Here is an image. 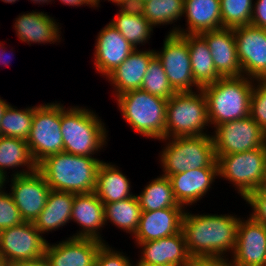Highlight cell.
<instances>
[{"label":"cell","instance_id":"16","mask_svg":"<svg viewBox=\"0 0 266 266\" xmlns=\"http://www.w3.org/2000/svg\"><path fill=\"white\" fill-rule=\"evenodd\" d=\"M103 244L96 239L69 237L58 244L47 242L44 256L51 266H95L97 252Z\"/></svg>","mask_w":266,"mask_h":266},{"label":"cell","instance_id":"31","mask_svg":"<svg viewBox=\"0 0 266 266\" xmlns=\"http://www.w3.org/2000/svg\"><path fill=\"white\" fill-rule=\"evenodd\" d=\"M142 211H155L164 208H184L177 202L169 177L160 175L136 195Z\"/></svg>","mask_w":266,"mask_h":266},{"label":"cell","instance_id":"26","mask_svg":"<svg viewBox=\"0 0 266 266\" xmlns=\"http://www.w3.org/2000/svg\"><path fill=\"white\" fill-rule=\"evenodd\" d=\"M74 193L50 190L45 207L33 224L43 235L71 221Z\"/></svg>","mask_w":266,"mask_h":266},{"label":"cell","instance_id":"15","mask_svg":"<svg viewBox=\"0 0 266 266\" xmlns=\"http://www.w3.org/2000/svg\"><path fill=\"white\" fill-rule=\"evenodd\" d=\"M232 262L234 266L266 265V227L249 216L240 219Z\"/></svg>","mask_w":266,"mask_h":266},{"label":"cell","instance_id":"20","mask_svg":"<svg viewBox=\"0 0 266 266\" xmlns=\"http://www.w3.org/2000/svg\"><path fill=\"white\" fill-rule=\"evenodd\" d=\"M184 213L185 208L142 211L138 229L133 235L135 243L158 240L180 232Z\"/></svg>","mask_w":266,"mask_h":266},{"label":"cell","instance_id":"18","mask_svg":"<svg viewBox=\"0 0 266 266\" xmlns=\"http://www.w3.org/2000/svg\"><path fill=\"white\" fill-rule=\"evenodd\" d=\"M94 66L101 76H107L135 50L122 34L108 23L96 37Z\"/></svg>","mask_w":266,"mask_h":266},{"label":"cell","instance_id":"4","mask_svg":"<svg viewBox=\"0 0 266 266\" xmlns=\"http://www.w3.org/2000/svg\"><path fill=\"white\" fill-rule=\"evenodd\" d=\"M61 105V132L64 152L92 157L106 146L107 130L93 110L84 107Z\"/></svg>","mask_w":266,"mask_h":266},{"label":"cell","instance_id":"22","mask_svg":"<svg viewBox=\"0 0 266 266\" xmlns=\"http://www.w3.org/2000/svg\"><path fill=\"white\" fill-rule=\"evenodd\" d=\"M71 220L82 228L70 237L105 241L102 239L100 232H98L101 227L103 228L106 225L104 204L94 191L74 194Z\"/></svg>","mask_w":266,"mask_h":266},{"label":"cell","instance_id":"42","mask_svg":"<svg viewBox=\"0 0 266 266\" xmlns=\"http://www.w3.org/2000/svg\"><path fill=\"white\" fill-rule=\"evenodd\" d=\"M251 25L266 29V0H256L254 3Z\"/></svg>","mask_w":266,"mask_h":266},{"label":"cell","instance_id":"37","mask_svg":"<svg viewBox=\"0 0 266 266\" xmlns=\"http://www.w3.org/2000/svg\"><path fill=\"white\" fill-rule=\"evenodd\" d=\"M255 81L250 99L249 116L266 133V79H255Z\"/></svg>","mask_w":266,"mask_h":266},{"label":"cell","instance_id":"46","mask_svg":"<svg viewBox=\"0 0 266 266\" xmlns=\"http://www.w3.org/2000/svg\"><path fill=\"white\" fill-rule=\"evenodd\" d=\"M61 3H64L65 5H68V6H83L86 5L89 7H92L86 0H59Z\"/></svg>","mask_w":266,"mask_h":266},{"label":"cell","instance_id":"32","mask_svg":"<svg viewBox=\"0 0 266 266\" xmlns=\"http://www.w3.org/2000/svg\"><path fill=\"white\" fill-rule=\"evenodd\" d=\"M104 209L105 223L109 221L118 229L120 228L132 235L135 234L142 212L136 195L118 202L105 204Z\"/></svg>","mask_w":266,"mask_h":266},{"label":"cell","instance_id":"44","mask_svg":"<svg viewBox=\"0 0 266 266\" xmlns=\"http://www.w3.org/2000/svg\"><path fill=\"white\" fill-rule=\"evenodd\" d=\"M5 51L6 50H5L4 44L3 43L1 44V41H0V63H2V65H4V66H7V65H10V60L12 58L11 59H8V58H10L12 56V53L10 55L9 53L7 54V52H5ZM6 58H7V60H6Z\"/></svg>","mask_w":266,"mask_h":266},{"label":"cell","instance_id":"36","mask_svg":"<svg viewBox=\"0 0 266 266\" xmlns=\"http://www.w3.org/2000/svg\"><path fill=\"white\" fill-rule=\"evenodd\" d=\"M253 0H220L222 28L251 24Z\"/></svg>","mask_w":266,"mask_h":266},{"label":"cell","instance_id":"43","mask_svg":"<svg viewBox=\"0 0 266 266\" xmlns=\"http://www.w3.org/2000/svg\"><path fill=\"white\" fill-rule=\"evenodd\" d=\"M9 266H51L45 256L37 258L35 260L17 261Z\"/></svg>","mask_w":266,"mask_h":266},{"label":"cell","instance_id":"33","mask_svg":"<svg viewBox=\"0 0 266 266\" xmlns=\"http://www.w3.org/2000/svg\"><path fill=\"white\" fill-rule=\"evenodd\" d=\"M183 9L184 0H149L139 7L153 27L169 25L181 19Z\"/></svg>","mask_w":266,"mask_h":266},{"label":"cell","instance_id":"9","mask_svg":"<svg viewBox=\"0 0 266 266\" xmlns=\"http://www.w3.org/2000/svg\"><path fill=\"white\" fill-rule=\"evenodd\" d=\"M27 144L37 165L50 155L64 152L61 132V103L56 101V103L34 106V116Z\"/></svg>","mask_w":266,"mask_h":266},{"label":"cell","instance_id":"54","mask_svg":"<svg viewBox=\"0 0 266 266\" xmlns=\"http://www.w3.org/2000/svg\"><path fill=\"white\" fill-rule=\"evenodd\" d=\"M1 1H3L4 3H13L14 4V2H16V1H19V0H1Z\"/></svg>","mask_w":266,"mask_h":266},{"label":"cell","instance_id":"19","mask_svg":"<svg viewBox=\"0 0 266 266\" xmlns=\"http://www.w3.org/2000/svg\"><path fill=\"white\" fill-rule=\"evenodd\" d=\"M199 35L206 41L216 71L221 77L242 76L233 28L215 29Z\"/></svg>","mask_w":266,"mask_h":266},{"label":"cell","instance_id":"12","mask_svg":"<svg viewBox=\"0 0 266 266\" xmlns=\"http://www.w3.org/2000/svg\"><path fill=\"white\" fill-rule=\"evenodd\" d=\"M47 240L33 222H23L0 231V257L8 266L17 261L44 256Z\"/></svg>","mask_w":266,"mask_h":266},{"label":"cell","instance_id":"21","mask_svg":"<svg viewBox=\"0 0 266 266\" xmlns=\"http://www.w3.org/2000/svg\"><path fill=\"white\" fill-rule=\"evenodd\" d=\"M216 176L218 167H205L174 174L169 179L177 202L186 208L204 198Z\"/></svg>","mask_w":266,"mask_h":266},{"label":"cell","instance_id":"11","mask_svg":"<svg viewBox=\"0 0 266 266\" xmlns=\"http://www.w3.org/2000/svg\"><path fill=\"white\" fill-rule=\"evenodd\" d=\"M162 50L155 55L162 63L169 83L176 92H193L201 89L195 82L192 74L190 54L187 41L179 34H169Z\"/></svg>","mask_w":266,"mask_h":266},{"label":"cell","instance_id":"13","mask_svg":"<svg viewBox=\"0 0 266 266\" xmlns=\"http://www.w3.org/2000/svg\"><path fill=\"white\" fill-rule=\"evenodd\" d=\"M242 75L266 79V29L254 25L233 28Z\"/></svg>","mask_w":266,"mask_h":266},{"label":"cell","instance_id":"27","mask_svg":"<svg viewBox=\"0 0 266 266\" xmlns=\"http://www.w3.org/2000/svg\"><path fill=\"white\" fill-rule=\"evenodd\" d=\"M130 183L118 166L102 161L98 168L94 192L104 205L118 202L134 196L130 192Z\"/></svg>","mask_w":266,"mask_h":266},{"label":"cell","instance_id":"6","mask_svg":"<svg viewBox=\"0 0 266 266\" xmlns=\"http://www.w3.org/2000/svg\"><path fill=\"white\" fill-rule=\"evenodd\" d=\"M167 144L160 153L163 176L205 167H218L211 134L163 138Z\"/></svg>","mask_w":266,"mask_h":266},{"label":"cell","instance_id":"52","mask_svg":"<svg viewBox=\"0 0 266 266\" xmlns=\"http://www.w3.org/2000/svg\"><path fill=\"white\" fill-rule=\"evenodd\" d=\"M149 0H137V8H139L143 3L147 2Z\"/></svg>","mask_w":266,"mask_h":266},{"label":"cell","instance_id":"50","mask_svg":"<svg viewBox=\"0 0 266 266\" xmlns=\"http://www.w3.org/2000/svg\"><path fill=\"white\" fill-rule=\"evenodd\" d=\"M30 1H32V2L35 3V4H36V3H39V4H40V3H41V4H42V3H43V4H44V3H47V4H48V3L51 2L52 0H30Z\"/></svg>","mask_w":266,"mask_h":266},{"label":"cell","instance_id":"38","mask_svg":"<svg viewBox=\"0 0 266 266\" xmlns=\"http://www.w3.org/2000/svg\"><path fill=\"white\" fill-rule=\"evenodd\" d=\"M19 209L15 205L10 193L5 190L0 191V231L22 224Z\"/></svg>","mask_w":266,"mask_h":266},{"label":"cell","instance_id":"48","mask_svg":"<svg viewBox=\"0 0 266 266\" xmlns=\"http://www.w3.org/2000/svg\"><path fill=\"white\" fill-rule=\"evenodd\" d=\"M93 8L99 7L100 0H86ZM102 1V0H101Z\"/></svg>","mask_w":266,"mask_h":266},{"label":"cell","instance_id":"23","mask_svg":"<svg viewBox=\"0 0 266 266\" xmlns=\"http://www.w3.org/2000/svg\"><path fill=\"white\" fill-rule=\"evenodd\" d=\"M188 28L173 27L169 34H201L222 28L220 0H184Z\"/></svg>","mask_w":266,"mask_h":266},{"label":"cell","instance_id":"30","mask_svg":"<svg viewBox=\"0 0 266 266\" xmlns=\"http://www.w3.org/2000/svg\"><path fill=\"white\" fill-rule=\"evenodd\" d=\"M25 167L15 171L12 175H26L37 170V164L33 160L27 141L12 138L7 136H0V174L7 179V172L5 169H15V167Z\"/></svg>","mask_w":266,"mask_h":266},{"label":"cell","instance_id":"17","mask_svg":"<svg viewBox=\"0 0 266 266\" xmlns=\"http://www.w3.org/2000/svg\"><path fill=\"white\" fill-rule=\"evenodd\" d=\"M136 245L142 248L141 259L137 262L142 266H185L191 257L182 231Z\"/></svg>","mask_w":266,"mask_h":266},{"label":"cell","instance_id":"14","mask_svg":"<svg viewBox=\"0 0 266 266\" xmlns=\"http://www.w3.org/2000/svg\"><path fill=\"white\" fill-rule=\"evenodd\" d=\"M10 181L9 193L22 219L25 222H34L45 207L51 190L45 178L36 170L26 175H14Z\"/></svg>","mask_w":266,"mask_h":266},{"label":"cell","instance_id":"41","mask_svg":"<svg viewBox=\"0 0 266 266\" xmlns=\"http://www.w3.org/2000/svg\"><path fill=\"white\" fill-rule=\"evenodd\" d=\"M226 257H190L185 266H234Z\"/></svg>","mask_w":266,"mask_h":266},{"label":"cell","instance_id":"25","mask_svg":"<svg viewBox=\"0 0 266 266\" xmlns=\"http://www.w3.org/2000/svg\"><path fill=\"white\" fill-rule=\"evenodd\" d=\"M58 25L55 19L47 13L32 11L15 18L14 29L18 38L28 45L31 43L54 44L61 41V31Z\"/></svg>","mask_w":266,"mask_h":266},{"label":"cell","instance_id":"35","mask_svg":"<svg viewBox=\"0 0 266 266\" xmlns=\"http://www.w3.org/2000/svg\"><path fill=\"white\" fill-rule=\"evenodd\" d=\"M141 89L167 100L176 93L156 55L149 62Z\"/></svg>","mask_w":266,"mask_h":266},{"label":"cell","instance_id":"2","mask_svg":"<svg viewBox=\"0 0 266 266\" xmlns=\"http://www.w3.org/2000/svg\"><path fill=\"white\" fill-rule=\"evenodd\" d=\"M102 160L69 153L50 155L37 165L51 190L74 194L95 191L98 168Z\"/></svg>","mask_w":266,"mask_h":266},{"label":"cell","instance_id":"28","mask_svg":"<svg viewBox=\"0 0 266 266\" xmlns=\"http://www.w3.org/2000/svg\"><path fill=\"white\" fill-rule=\"evenodd\" d=\"M179 35H181L188 43L194 82L202 88L221 78L216 71L206 41L199 34Z\"/></svg>","mask_w":266,"mask_h":266},{"label":"cell","instance_id":"7","mask_svg":"<svg viewBox=\"0 0 266 266\" xmlns=\"http://www.w3.org/2000/svg\"><path fill=\"white\" fill-rule=\"evenodd\" d=\"M206 97L201 89L176 92L167 101L165 138L206 135L209 126Z\"/></svg>","mask_w":266,"mask_h":266},{"label":"cell","instance_id":"34","mask_svg":"<svg viewBox=\"0 0 266 266\" xmlns=\"http://www.w3.org/2000/svg\"><path fill=\"white\" fill-rule=\"evenodd\" d=\"M34 116V106L17 109L11 104L3 113L0 123V136L18 138L27 141L32 119Z\"/></svg>","mask_w":266,"mask_h":266},{"label":"cell","instance_id":"5","mask_svg":"<svg viewBox=\"0 0 266 266\" xmlns=\"http://www.w3.org/2000/svg\"><path fill=\"white\" fill-rule=\"evenodd\" d=\"M123 119L143 137L165 138L167 99L154 96L142 89L116 96Z\"/></svg>","mask_w":266,"mask_h":266},{"label":"cell","instance_id":"10","mask_svg":"<svg viewBox=\"0 0 266 266\" xmlns=\"http://www.w3.org/2000/svg\"><path fill=\"white\" fill-rule=\"evenodd\" d=\"M214 129L216 155L242 153L265 146L266 133L250 116L221 123Z\"/></svg>","mask_w":266,"mask_h":266},{"label":"cell","instance_id":"1","mask_svg":"<svg viewBox=\"0 0 266 266\" xmlns=\"http://www.w3.org/2000/svg\"><path fill=\"white\" fill-rule=\"evenodd\" d=\"M241 218L234 215L191 214L182 218L186 247L191 257H226L234 253L237 227ZM231 250V251H230Z\"/></svg>","mask_w":266,"mask_h":266},{"label":"cell","instance_id":"51","mask_svg":"<svg viewBox=\"0 0 266 266\" xmlns=\"http://www.w3.org/2000/svg\"><path fill=\"white\" fill-rule=\"evenodd\" d=\"M260 188H266V163H265V176H264L263 184Z\"/></svg>","mask_w":266,"mask_h":266},{"label":"cell","instance_id":"45","mask_svg":"<svg viewBox=\"0 0 266 266\" xmlns=\"http://www.w3.org/2000/svg\"><path fill=\"white\" fill-rule=\"evenodd\" d=\"M112 1L118 7H136L137 8V0H108Z\"/></svg>","mask_w":266,"mask_h":266},{"label":"cell","instance_id":"29","mask_svg":"<svg viewBox=\"0 0 266 266\" xmlns=\"http://www.w3.org/2000/svg\"><path fill=\"white\" fill-rule=\"evenodd\" d=\"M117 15L109 22L122 36L137 49L138 45L146 44L151 38L153 26L143 16L139 8L119 7Z\"/></svg>","mask_w":266,"mask_h":266},{"label":"cell","instance_id":"40","mask_svg":"<svg viewBox=\"0 0 266 266\" xmlns=\"http://www.w3.org/2000/svg\"><path fill=\"white\" fill-rule=\"evenodd\" d=\"M244 200L252 207L249 215L266 227V188L251 192Z\"/></svg>","mask_w":266,"mask_h":266},{"label":"cell","instance_id":"53","mask_svg":"<svg viewBox=\"0 0 266 266\" xmlns=\"http://www.w3.org/2000/svg\"><path fill=\"white\" fill-rule=\"evenodd\" d=\"M0 266H8L5 260L0 257Z\"/></svg>","mask_w":266,"mask_h":266},{"label":"cell","instance_id":"8","mask_svg":"<svg viewBox=\"0 0 266 266\" xmlns=\"http://www.w3.org/2000/svg\"><path fill=\"white\" fill-rule=\"evenodd\" d=\"M216 157L218 177L232 182L243 199L262 186L265 176L266 145L242 153Z\"/></svg>","mask_w":266,"mask_h":266},{"label":"cell","instance_id":"49","mask_svg":"<svg viewBox=\"0 0 266 266\" xmlns=\"http://www.w3.org/2000/svg\"><path fill=\"white\" fill-rule=\"evenodd\" d=\"M5 183H7L6 178H4V177L0 174V191L3 190V186L5 185Z\"/></svg>","mask_w":266,"mask_h":266},{"label":"cell","instance_id":"24","mask_svg":"<svg viewBox=\"0 0 266 266\" xmlns=\"http://www.w3.org/2000/svg\"><path fill=\"white\" fill-rule=\"evenodd\" d=\"M155 50L135 49L127 59L117 66L105 78L114 86V96L141 89L144 75Z\"/></svg>","mask_w":266,"mask_h":266},{"label":"cell","instance_id":"47","mask_svg":"<svg viewBox=\"0 0 266 266\" xmlns=\"http://www.w3.org/2000/svg\"><path fill=\"white\" fill-rule=\"evenodd\" d=\"M9 103L6 102V100L0 98V123H1V118L3 116L4 111L8 107Z\"/></svg>","mask_w":266,"mask_h":266},{"label":"cell","instance_id":"3","mask_svg":"<svg viewBox=\"0 0 266 266\" xmlns=\"http://www.w3.org/2000/svg\"><path fill=\"white\" fill-rule=\"evenodd\" d=\"M255 79L244 75L221 77L201 88L208 110L210 126L246 118L250 115V99Z\"/></svg>","mask_w":266,"mask_h":266},{"label":"cell","instance_id":"39","mask_svg":"<svg viewBox=\"0 0 266 266\" xmlns=\"http://www.w3.org/2000/svg\"><path fill=\"white\" fill-rule=\"evenodd\" d=\"M123 252L114 249L105 243L100 247L95 258V266H134L129 257Z\"/></svg>","mask_w":266,"mask_h":266}]
</instances>
